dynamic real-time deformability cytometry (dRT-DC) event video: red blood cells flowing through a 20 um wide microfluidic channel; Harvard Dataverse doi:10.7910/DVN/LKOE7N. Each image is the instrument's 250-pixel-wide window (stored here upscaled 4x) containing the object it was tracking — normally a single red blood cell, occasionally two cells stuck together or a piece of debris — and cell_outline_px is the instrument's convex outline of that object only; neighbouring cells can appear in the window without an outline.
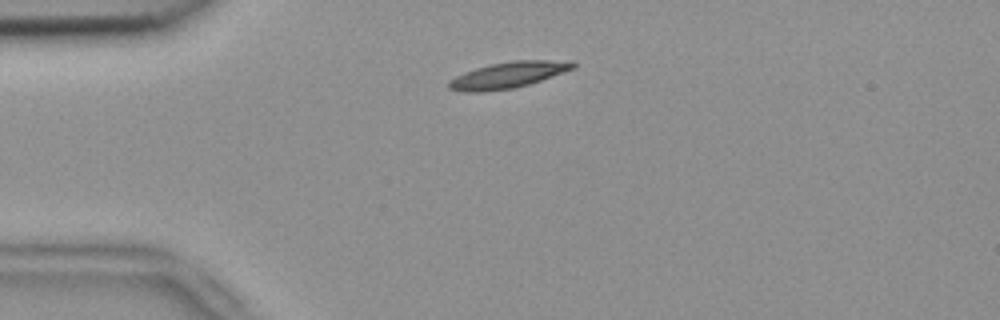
{"species": "common noctule bat (a hibernating species)", "species_latin": "Nyctalus noctula", "temperature_condition": "room temperature", "stored_images_in_passage": 48, "camera_frame_rate_fps": 3000, "um_per_image_px": 0.085, "animal": {"sex": "female", "body_mass_g": 18.4}, "frame": {"image": 1, "passage_image": 7, "time_ms": 2.0, "image_size_px": [1000, 320], "cell_outline_px": [[576, 68], [516, 88], [476, 92], [468, 92], [448, 88], [448, 80], [464, 72], [476, 68], [492, 64], [512, 60], [572, 60], [576, 64]], "centroid_in_image_um": [43.22, 6.36], "position_along_channel_um": 41.8, "area_um2": 18.9}}
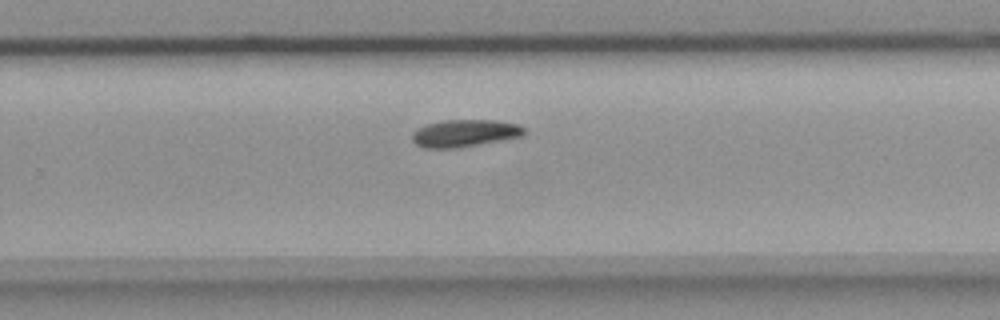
{"frame": {"image": 2, "passage_image": 29, "time_ms": 9.333, "image_size_px": [1000, 320], "cell_outline_px": [[528, 132], [524, 136], [456, 148], [424, 148], [416, 144], [412, 140], [412, 132], [416, 128], [424, 124], [444, 120], [496, 120], [520, 124]], "centroid_in_image_um": [39.51, 11.31], "position_along_channel_um": 290.3, "area_um2": 18.09}}
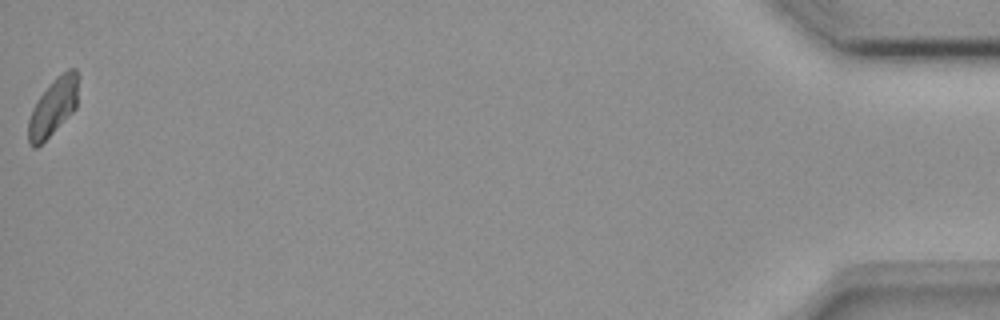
{"frame": {"image": 3, "passage_image": 48, "time_ms": 15.667, "image_size_px": [1000, 320], "cell_outline_px": [[76, 108], [36, 148], [32, 148], [28, 144], [28, 120], [32, 108], [40, 96], [56, 76], [68, 68], [76, 68]], "centroid_in_image_um": [4.47, 9.11], "position_along_channel_um": 430.7, "area_um2": 16.18}, "authors_computed_cell_mechanics": {"area_um2": 17.7446, "velocity_mm_per_s": 3.7372, "shape_relaxation_time_tau1_ms": 3.1707, "shape_relaxation_time_tau2_ms": null, "deformation_change_tau1": 0.1281, "deformation_change_tau2": null}}